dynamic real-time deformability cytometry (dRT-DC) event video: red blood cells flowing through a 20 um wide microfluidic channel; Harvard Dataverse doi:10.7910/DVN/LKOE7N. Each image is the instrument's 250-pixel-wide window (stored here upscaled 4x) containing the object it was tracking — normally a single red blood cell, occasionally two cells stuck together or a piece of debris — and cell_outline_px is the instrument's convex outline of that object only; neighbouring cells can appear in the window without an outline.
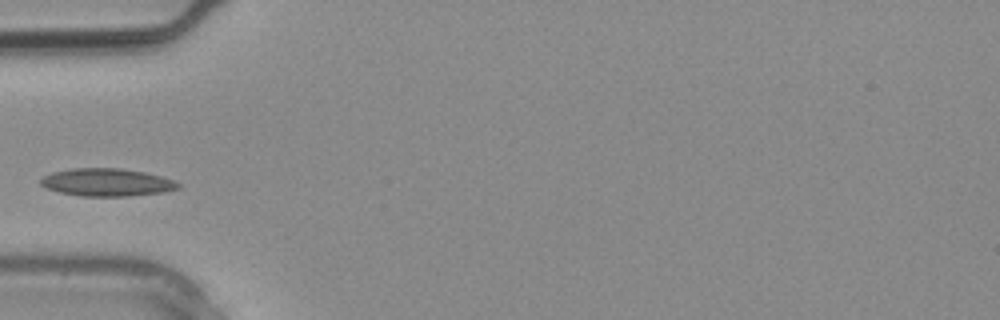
{"species": "common noctule bat (a hibernating species)", "species_latin": "Nyctalus noctula", "temperature_condition": "warm", "stored_images_in_passage": 1, "camera_frame_rate_fps": 3000, "um_per_image_px": 0.085, "animal": {"sex": "male", "body_mass_g": 20.4}, "frame": {"image": 1, "passage_image": 1, "time_ms": 0.0, "image_size_px": [1000, 320], "cell_outline_px": [[180, 188], [164, 192], [128, 196], [80, 196], [60, 192], [44, 188], [40, 184], [40, 180], [44, 176], [52, 172], [72, 168], [120, 168], [144, 172], [160, 176], [172, 180], [180, 184]], "centroid_in_image_um": [9.05, 15.5], "position_along_channel_um": 75.9, "area_um2": 22.2}}